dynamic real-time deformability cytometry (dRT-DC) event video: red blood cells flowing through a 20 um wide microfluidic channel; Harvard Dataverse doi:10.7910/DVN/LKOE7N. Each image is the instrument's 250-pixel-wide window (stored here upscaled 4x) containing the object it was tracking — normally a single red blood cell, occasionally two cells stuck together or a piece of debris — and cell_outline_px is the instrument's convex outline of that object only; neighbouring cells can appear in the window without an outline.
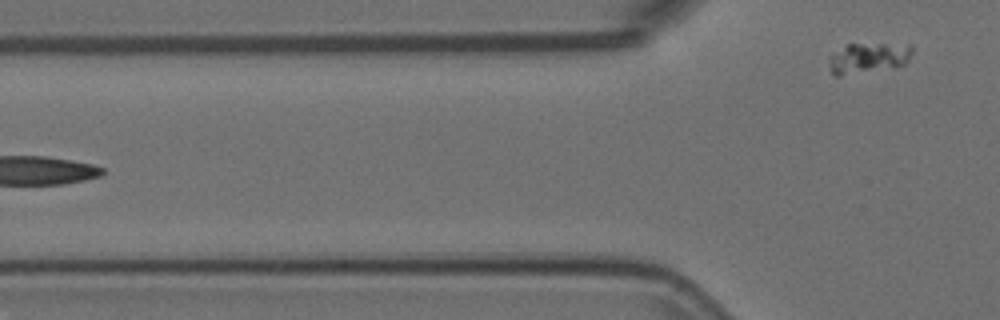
{"species": "Egyptian fruit bat (a non-hibernating species)", "species_latin": "Rousettus aegyptiacus", "temperature_condition": "room temperature", "stored_images_in_passage": 5, "segment_of_instrument_passage": [2, 2], "camera_frame_rate_fps": 3000, "um_per_image_px": 0.085, "animal": {"sex": "female"}, "frame": {"image": 1, "passage_image": 5, "time_ms": 1.333, "image_size_px": [1000, 320], "cell_outline_px": [[912, 52], [908, 60], [904, 64], [896, 68], [840, 76], [832, 76], [828, 64], [828, 56], [848, 44], [912, 44]], "centroid_in_image_um": [73.79, 4.95], "position_along_channel_um": 52.0, "area_um2": 15.2}}